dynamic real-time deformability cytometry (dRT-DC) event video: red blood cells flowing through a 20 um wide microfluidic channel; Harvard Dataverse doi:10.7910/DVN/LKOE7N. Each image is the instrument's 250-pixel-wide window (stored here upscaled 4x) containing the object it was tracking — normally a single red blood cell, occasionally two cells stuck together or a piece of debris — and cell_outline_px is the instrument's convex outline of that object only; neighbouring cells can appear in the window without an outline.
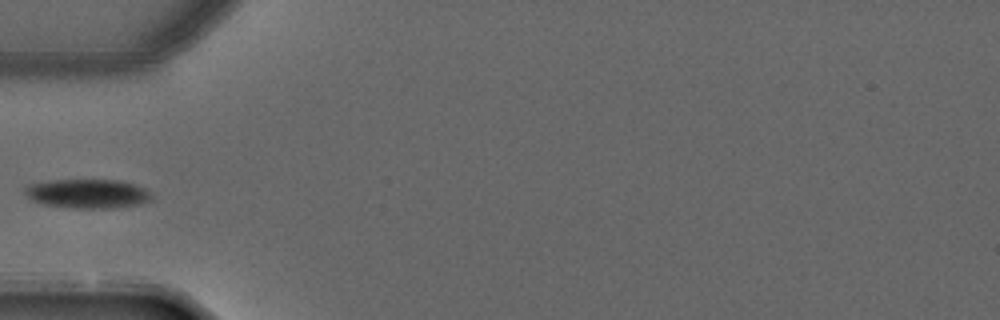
{"species": "common noctule bat (a hibernating species)", "species_latin": "Nyctalus noctula", "temperature_condition": "warm", "stored_images_in_passage": 5, "camera_frame_rate_fps": 3000, "um_per_image_px": 0.085, "animal": {"sex": "male", "forearm_length_mm": 52.5}, "frame": {"image": 1, "passage_image": 3, "time_ms": 0.667, "image_size_px": [1000, 320], "cell_outline_px": [[152, 196], [148, 200], [140, 204], [112, 208], [76, 208], [44, 204], [32, 200], [24, 192], [24, 188], [32, 184], [52, 180], [116, 180], [132, 184], [144, 188]], "centroid_in_image_um": [7.43, 16.46], "position_along_channel_um": 77.6, "area_um2": 21.1}}
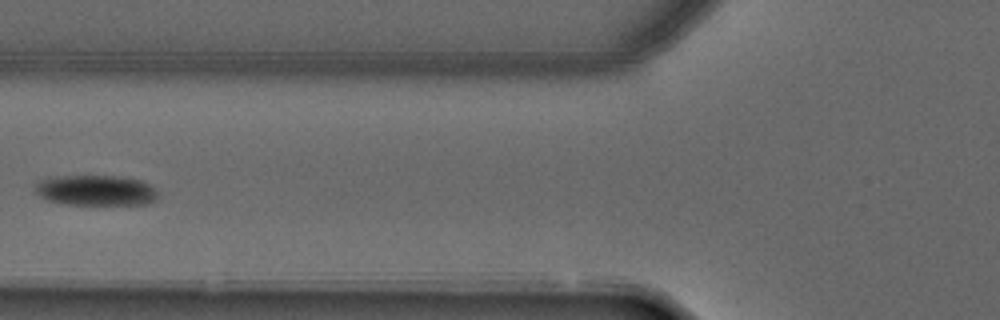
{"frame": {"image": 2, "passage_image": 4, "time_ms": 1.0, "image_size_px": [1000, 320], "cell_outline_px": [[156, 196], [152, 200], [144, 204], [68, 204], [48, 200], [40, 196], [36, 192], [36, 184], [40, 180], [52, 176], [120, 176], [140, 180], [148, 184], [156, 192]], "centroid_in_image_um": [8.09, 16.16], "position_along_channel_um": 117.7, "area_um2": 21.39}}